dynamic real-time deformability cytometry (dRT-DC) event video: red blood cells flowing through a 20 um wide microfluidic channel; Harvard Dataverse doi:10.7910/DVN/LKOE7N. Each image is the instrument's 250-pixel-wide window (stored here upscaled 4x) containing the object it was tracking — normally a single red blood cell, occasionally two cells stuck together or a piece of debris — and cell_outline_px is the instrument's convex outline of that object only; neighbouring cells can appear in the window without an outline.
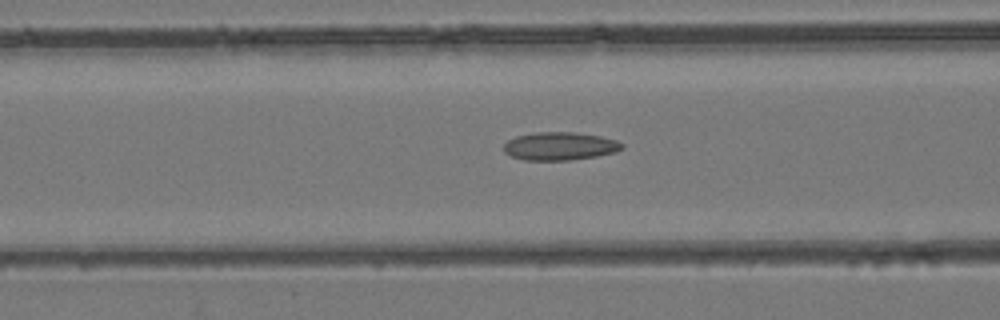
{"species": "common noctule bat (a hibernating species)", "species_latin": "Nyctalus noctula", "temperature_condition": "room temperature", "stored_images_in_passage": 41, "camera_frame_rate_fps": 3000, "um_per_image_px": 0.085, "animal": {"sex": "female", "body_mass_g": 24.6, "forearm_length_mm": 56.2}, "frame": {"image": 1, "passage_image": 13, "time_ms": 4.0, "image_size_px": [1000, 320], "cell_outline_px": [[624, 148], [616, 152], [596, 156], [568, 160], [524, 160], [512, 156], [504, 152], [504, 144], [508, 140], [516, 136], [532, 132], [576, 132], [600, 136], [616, 140], [624, 144]], "centroid_in_image_um": [47.59, 12.41], "position_along_channel_um": 119.0, "area_um2": 19.42}}
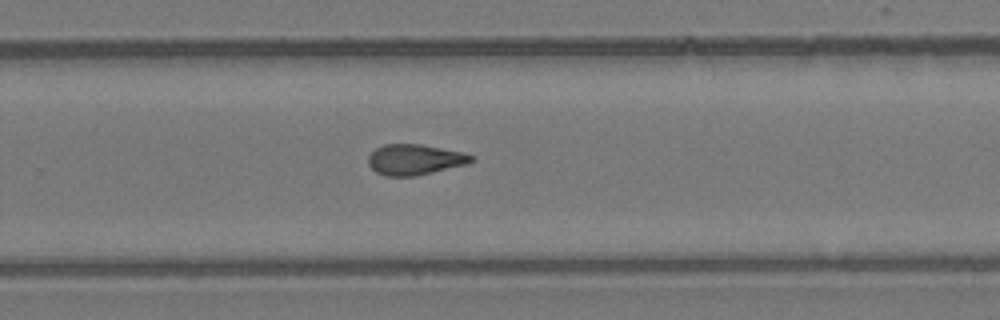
{"frame": {"image": 2, "passage_image": 25, "time_ms": 8.0, "image_size_px": [1000, 320], "cell_outline_px": [[476, 160], [468, 164], [416, 176], [384, 176], [376, 172], [368, 164], [368, 156], [376, 148], [384, 144], [420, 144], [460, 152], [472, 156]], "centroid_in_image_um": [35.24, 13.57], "position_along_channel_um": 294.6, "area_um2": 18.32}}
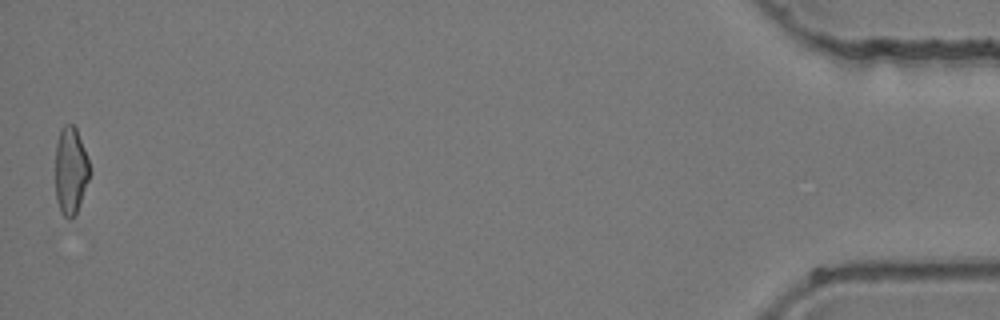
{"frame": {"image": 3, "passage_image": 41, "time_ms": 13.333, "image_size_px": [1000, 320], "cell_outline_px": [[92, 172], [76, 212], [68, 220], [60, 212], [56, 200], [56, 144], [60, 128], [64, 124], [72, 124], [76, 128], [84, 148]], "centroid_in_image_um": [6.01, 14.49], "position_along_channel_um": 429.2, "area_um2": 17.51}}